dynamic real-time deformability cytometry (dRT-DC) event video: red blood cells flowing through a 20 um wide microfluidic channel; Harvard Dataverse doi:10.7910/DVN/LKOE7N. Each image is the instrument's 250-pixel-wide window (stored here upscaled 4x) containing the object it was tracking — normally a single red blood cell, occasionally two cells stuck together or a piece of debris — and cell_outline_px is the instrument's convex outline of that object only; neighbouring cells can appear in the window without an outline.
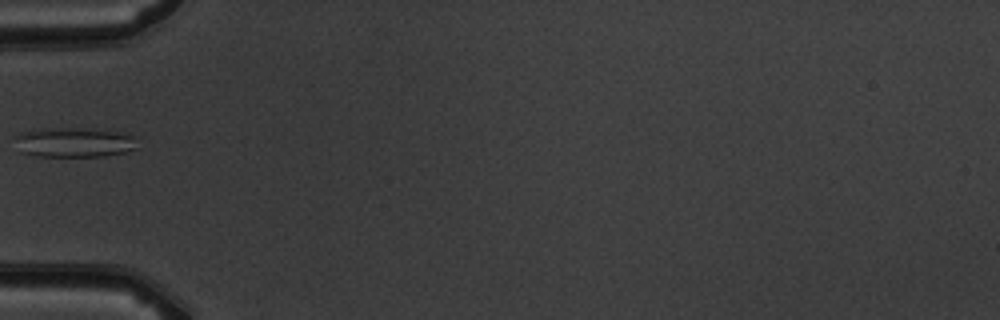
{"species": "common noctule bat (a hibernating species)", "species_latin": "Nyctalus noctula", "temperature_condition": "warm", "stored_images_in_passage": 4, "camera_frame_rate_fps": 3000, "um_per_image_px": 0.085, "animal": {"sex": "male", "body_mass_g": 19.5, "forearm_length_mm": 54.6}, "frame": {"image": 1, "passage_image": 4, "time_ms": 3.333, "image_size_px": [1000, 320], "cell_outline_px": [[140, 148], [124, 152], [104, 156], [36, 156], [20, 152], [12, 136], [20, 132], [44, 128], [96, 128], [116, 132], [132, 136]], "centroid_in_image_um": [6.25, 12.09], "position_along_channel_um": 78.7, "area_um2": 21.5}}